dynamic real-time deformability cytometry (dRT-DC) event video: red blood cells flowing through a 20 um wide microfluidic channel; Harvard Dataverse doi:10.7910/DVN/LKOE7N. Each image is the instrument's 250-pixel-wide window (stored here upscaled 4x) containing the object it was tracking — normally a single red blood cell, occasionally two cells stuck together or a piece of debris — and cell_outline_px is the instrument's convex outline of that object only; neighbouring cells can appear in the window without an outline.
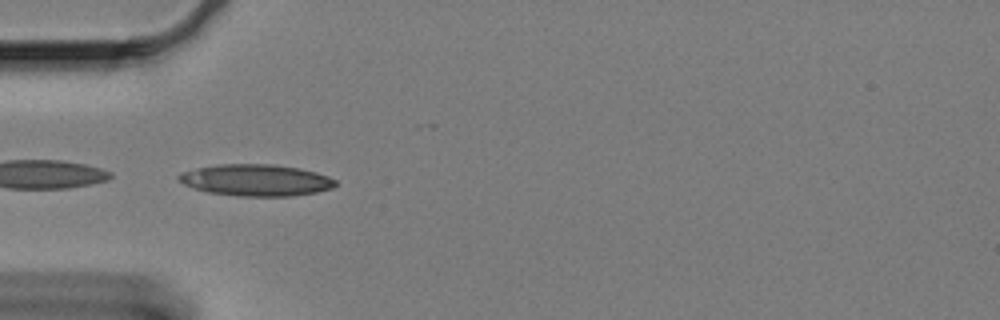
{"species": "Egyptian fruit bat (a non-hibernating species)", "species_latin": "Rousettus aegyptiacus", "temperature_condition": "cold", "stored_images_in_passage": 43, "camera_frame_rate_fps": 3000, "um_per_image_px": 0.085, "animal": {"sex": "female"}, "frame": {"image": 1, "passage_image": 17, "time_ms": 5.333, "image_size_px": [1000, 320], "cell_outline_px": [[336, 184], [332, 188], [316, 192], [292, 196], [240, 196], [208, 192], [184, 184], [176, 180], [176, 176], [184, 172], [196, 168], [220, 164], [272, 164], [300, 168], [316, 172], [328, 176], [336, 180]], "centroid_in_image_um": [21.77, 15.31], "position_along_channel_um": 63.2, "area_um2": 28.78}}
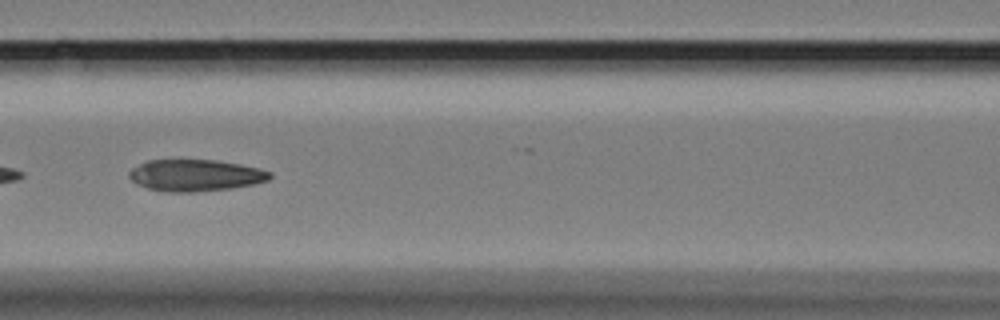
{"frame": {"image": 2, "passage_image": 25, "time_ms": 8.0, "image_size_px": [1000, 320], "cell_outline_px": [[272, 176], [268, 180], [252, 184], [228, 188], [192, 192], [168, 192], [148, 188], [132, 180], [128, 176], [128, 172], [132, 168], [148, 160], [216, 160], [240, 164], [272, 172]], "centroid_in_image_um": [16.6, 14.89], "position_along_channel_um": 150.0, "area_um2": 25.61}}
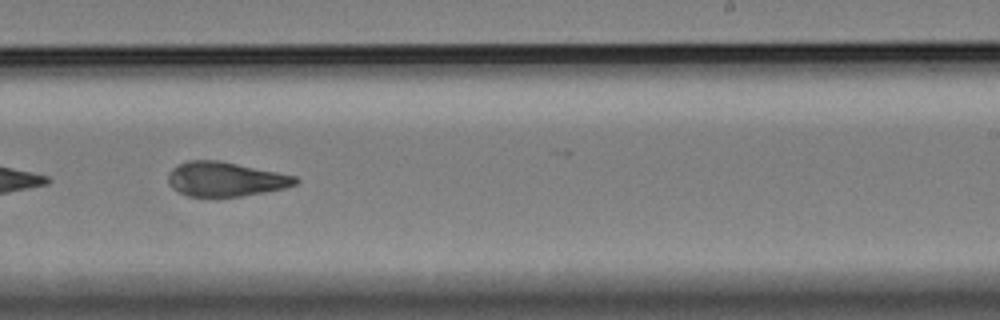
{"frame": {"image": 3, "passage_image": 36, "time_ms": 11.667, "image_size_px": [1000, 320], "cell_outline_px": [[300, 180], [296, 184], [284, 188], [264, 192], [240, 196], [188, 196], [172, 188], [168, 184], [168, 172], [172, 168], [188, 160], [220, 160], [296, 176]], "centroid_in_image_um": [19.14, 15.22], "position_along_channel_um": 269.9, "area_um2": 25.43}}